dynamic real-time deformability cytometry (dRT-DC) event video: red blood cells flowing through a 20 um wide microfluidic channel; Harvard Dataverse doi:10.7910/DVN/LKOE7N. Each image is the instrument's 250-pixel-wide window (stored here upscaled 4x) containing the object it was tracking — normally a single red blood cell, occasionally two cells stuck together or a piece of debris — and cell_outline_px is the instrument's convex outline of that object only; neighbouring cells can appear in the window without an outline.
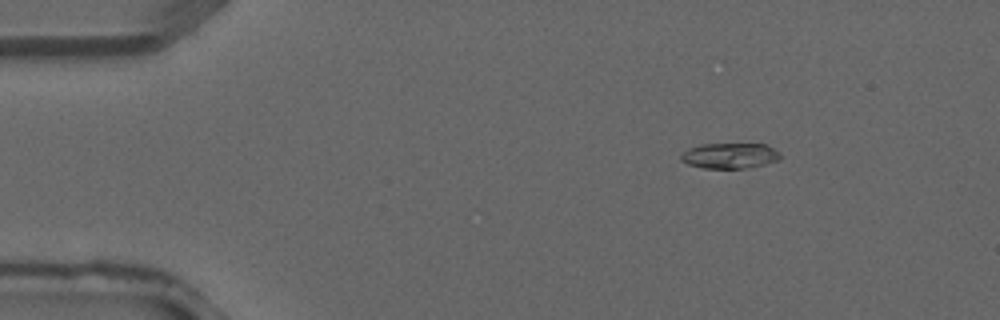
{"species": "common noctule bat (a hibernating species)", "species_latin": "Nyctalus noctula", "temperature_condition": "warm", "stored_images_in_passage": 3, "camera_frame_rate_fps": 3000, "um_per_image_px": 0.085, "animal": {"sex": "male", "forearm_length_mm": 52.5}, "frame": {"image": 1, "passage_image": 1, "time_ms": 0.0, "image_size_px": [1000, 320], "cell_outline_px": [[780, 160], [764, 164], [744, 168], [704, 168], [688, 164], [680, 160], [680, 156], [688, 148], [704, 144], [764, 144], [780, 152]], "centroid_in_image_um": [62.03, 13.23], "position_along_channel_um": 23.0, "area_um2": 14.62}}